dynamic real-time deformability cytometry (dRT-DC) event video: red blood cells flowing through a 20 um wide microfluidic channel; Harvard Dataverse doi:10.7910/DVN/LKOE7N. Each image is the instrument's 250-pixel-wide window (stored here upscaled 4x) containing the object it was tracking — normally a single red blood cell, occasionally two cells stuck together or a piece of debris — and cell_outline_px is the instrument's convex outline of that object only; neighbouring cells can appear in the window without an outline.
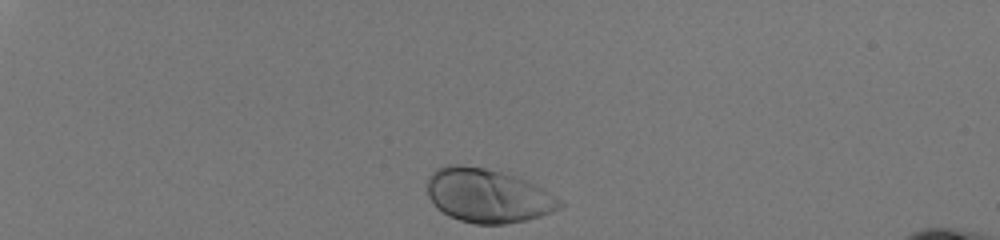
{"species": "human", "species_latin": "Homo sapiens", "temperature_condition": "room temperature", "stored_images_in_passage": 34, "camera_frame_rate_fps": 3000, "um_per_image_px": 0.085, "donor": {"sex": "male"}, "frame": {"image": 1, "passage_image": 1, "time_ms": 0.0, "image_size_px": [1000, 240], "cell_outline_px": [[564, 204], [560, 208], [552, 212], [528, 220], [504, 224], [476, 224], [460, 220], [448, 216], [436, 208], [432, 204], [428, 196], [428, 176], [436, 168], [444, 164], [456, 164], [484, 168], [500, 172], [524, 180], [556, 196]], "centroid_in_image_um": [41.41, 16.64], "position_along_channel_um": 43.6, "area_um2": 41.5}}
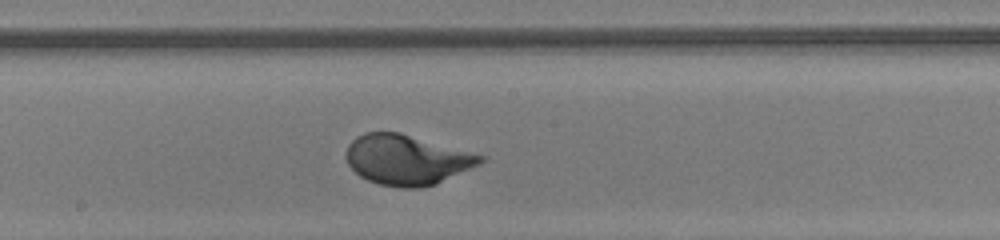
{"frame": {"image": 2, "passage_image": 20, "time_ms": 6.333, "image_size_px": [1000, 240], "cell_outline_px": [[484, 160], [480, 164], [436, 184], [420, 188], [400, 188], [380, 184], [368, 180], [360, 176], [348, 164], [344, 156], [344, 152], [348, 144], [356, 136], [364, 132], [400, 132], [484, 156]], "centroid_in_image_um": [34.53, 13.58], "position_along_channel_um": 213.7, "area_um2": 39.13}}
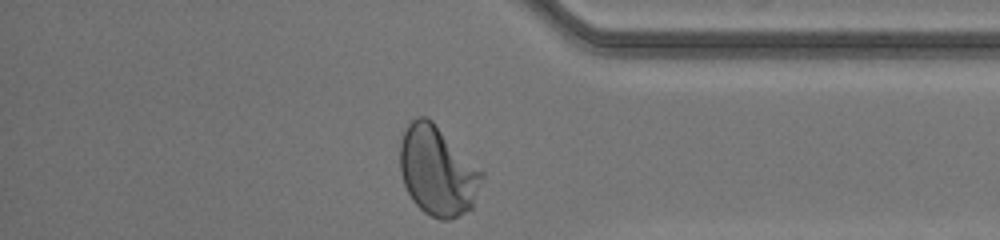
{"frame": {"image": 3, "passage_image": 34, "time_ms": 11.0, "image_size_px": [1000, 240], "cell_outline_px": [[484, 176], [472, 208], [448, 220], [440, 220], [424, 212], [412, 200], [404, 184], [400, 172], [400, 140], [408, 124], [416, 116], [428, 116], [484, 172]], "centroid_in_image_um": [37.18, 14.51], "position_along_channel_um": 398.0, "area_um2": 42.66}, "authors_computed_cell_mechanics": {"area_um2": 39.2173, "velocity_mm_per_s": 4.0427, "shape_relaxation_time_tau1_ms": 2.1326, "shape_relaxation_time_tau2_ms": null, "deformation_change_tau1": 0.1478, "deformation_change_tau2": null}}